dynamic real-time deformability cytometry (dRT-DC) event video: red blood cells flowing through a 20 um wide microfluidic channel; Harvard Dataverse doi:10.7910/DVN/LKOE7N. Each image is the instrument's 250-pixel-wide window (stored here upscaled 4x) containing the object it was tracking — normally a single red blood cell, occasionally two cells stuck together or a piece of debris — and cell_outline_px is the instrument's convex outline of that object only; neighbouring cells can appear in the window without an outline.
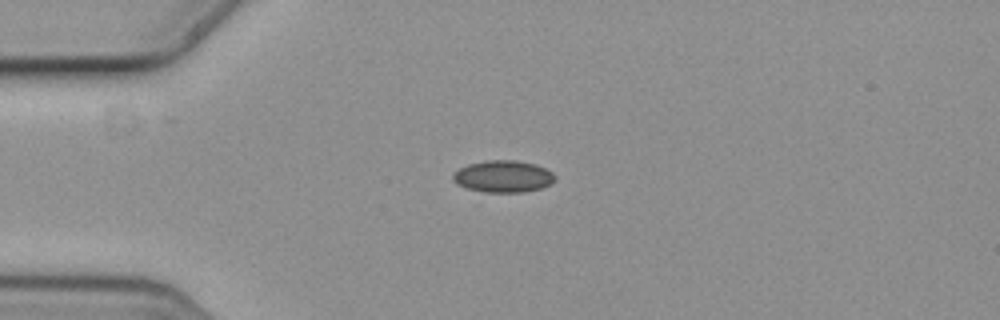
{"species": "common noctule bat (a hibernating species)", "species_latin": "Nyctalus noctula", "temperature_condition": "cold", "stored_images_in_passage": 3, "camera_frame_rate_fps": 3000, "um_per_image_px": 0.085, "animal": {"sex": "female", "body_mass_g": 19.3, "forearm_length_mm": 54.1}, "frame": {"image": 1, "passage_image": 2, "time_ms": 0.333, "image_size_px": [1000, 320], "cell_outline_px": [[556, 180], [540, 188], [524, 192], [484, 192], [468, 188], [456, 184], [452, 180], [452, 176], [460, 168], [468, 164], [488, 160], [516, 160], [536, 164], [552, 172], [556, 176]], "centroid_in_image_um": [42.77, 14.99], "position_along_channel_um": 42.2, "area_um2": 18.9}}